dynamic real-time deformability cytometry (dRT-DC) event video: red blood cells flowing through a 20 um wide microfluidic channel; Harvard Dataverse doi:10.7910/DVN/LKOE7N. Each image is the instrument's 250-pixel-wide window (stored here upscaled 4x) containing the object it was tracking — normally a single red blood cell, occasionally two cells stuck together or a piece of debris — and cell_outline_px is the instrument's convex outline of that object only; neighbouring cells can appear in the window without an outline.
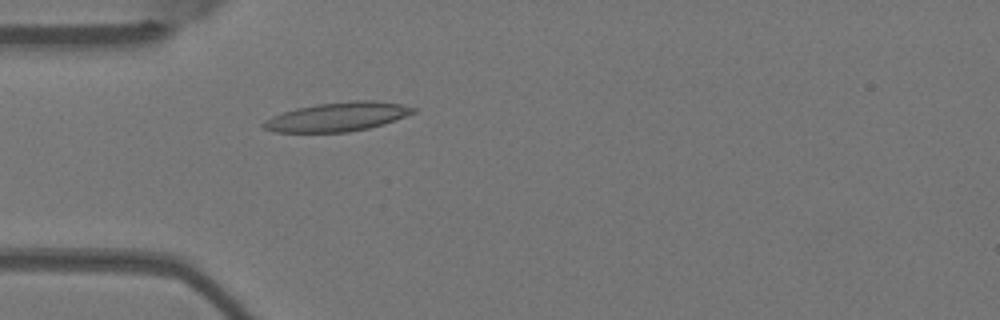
{"species": "Egyptian fruit bat (a non-hibernating species)", "species_latin": "Rousettus aegyptiacus", "temperature_condition": "warm", "stored_images_in_passage": 4, "camera_frame_rate_fps": 3000, "um_per_image_px": 0.085, "animal": {"sex": "female"}, "frame": {"image": 1, "passage_image": 4, "time_ms": 1.0, "image_size_px": [1000, 320], "cell_outline_px": [[416, 112], [384, 124], [368, 128], [348, 132], [276, 132], [264, 128], [260, 124], [264, 120], [272, 116], [296, 108], [316, 104], [352, 100], [372, 100], [400, 104], [416, 108]], "centroid_in_image_um": [28.67, 9.92], "position_along_channel_um": 56.3, "area_um2": 25.26}}